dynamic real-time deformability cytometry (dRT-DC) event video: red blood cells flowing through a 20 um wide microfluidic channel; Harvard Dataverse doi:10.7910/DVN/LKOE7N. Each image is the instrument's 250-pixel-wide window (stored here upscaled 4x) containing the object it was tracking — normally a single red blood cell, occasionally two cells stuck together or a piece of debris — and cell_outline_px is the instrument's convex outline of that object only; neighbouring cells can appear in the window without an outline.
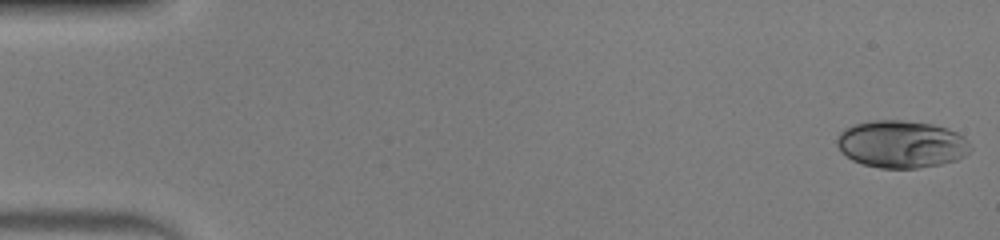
{"species": "human", "species_latin": "Homo sapiens", "temperature_condition": "warm", "stored_images_in_passage": 49, "camera_frame_rate_fps": 3000, "um_per_image_px": 0.085, "donor": {"sex": "male"}, "frame": {"image": 1, "passage_image": 1, "time_ms": 0.0, "image_size_px": [1000, 240], "cell_outline_px": [[972, 148], [964, 156], [956, 160], [940, 164], [916, 168], [880, 168], [864, 164], [852, 160], [840, 152], [836, 144], [836, 140], [840, 132], [844, 128], [856, 124], [872, 120], [900, 120], [932, 124], [948, 128], [964, 136], [968, 140]], "centroid_in_image_um": [76.61, 12.25], "position_along_channel_um": 8.4, "area_um2": 36.99}}
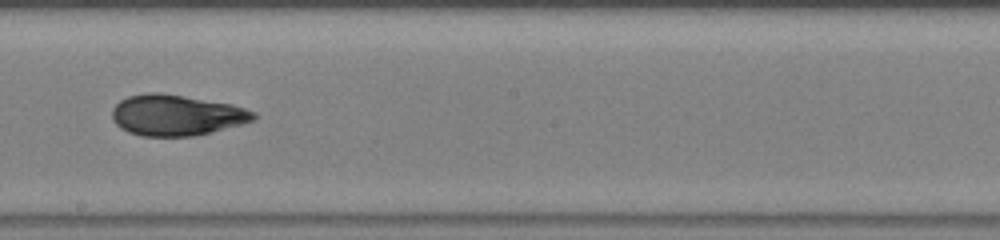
{"frame": {"image": 2, "passage_image": 28, "time_ms": 9.0, "image_size_px": [1000, 240], "cell_outline_px": [[256, 120], [244, 124], [212, 132], [192, 136], [140, 136], [128, 132], [120, 128], [112, 120], [112, 108], [120, 100], [128, 96], [148, 92], [160, 92], [232, 104], [256, 112]], "centroid_in_image_um": [15.0, 9.79], "position_along_channel_um": 233.2, "area_um2": 33.99}}
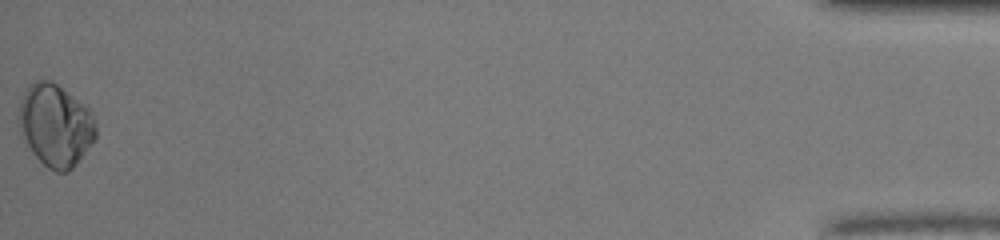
{"frame": {"image": 3, "passage_image": 49, "time_ms": 16.0, "image_size_px": [1000, 240], "cell_outline_px": [[96, 140], [76, 164], [68, 172], [56, 172], [48, 168], [32, 152], [20, 136], [16, 120], [16, 116], [20, 100], [24, 92], [32, 80], [52, 80], [84, 104], [88, 108], [92, 116], [96, 128]], "centroid_in_image_um": [4.67, 10.64], "position_along_channel_um": 430.5, "area_um2": 37.57}}